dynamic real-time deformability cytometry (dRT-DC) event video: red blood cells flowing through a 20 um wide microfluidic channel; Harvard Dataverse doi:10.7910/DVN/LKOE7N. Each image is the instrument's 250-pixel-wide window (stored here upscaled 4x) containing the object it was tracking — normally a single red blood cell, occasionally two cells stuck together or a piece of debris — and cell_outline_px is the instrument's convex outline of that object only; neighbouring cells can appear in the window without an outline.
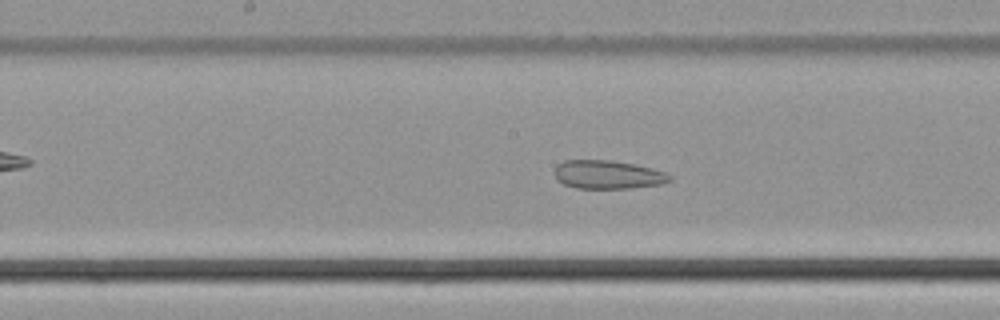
{"species": "common noctule bat (a hibernating species)", "species_latin": "Nyctalus noctula", "temperature_condition": "cold", "stored_images_in_passage": 50, "camera_frame_rate_fps": 3000, "um_per_image_px": 0.085, "animal": {"sex": "male", "body_mass_g": 21.5, "forearm_length_mm": 52.0}, "frame": {"image": 1, "passage_image": 26, "time_ms": 8.333, "image_size_px": [1000, 320], "cell_outline_px": [[672, 180], [664, 184], [632, 188], [576, 188], [564, 184], [556, 180], [556, 168], [564, 160], [612, 160], [636, 164], [652, 168], [664, 172], [672, 176]], "centroid_in_image_um": [51.72, 14.84], "position_along_channel_um": 196.5, "area_um2": 19.19}}
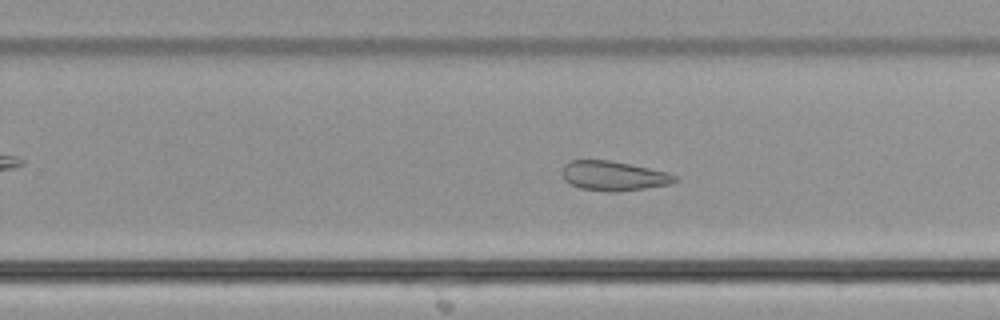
{"frame": {"image": 2, "passage_image": 32, "time_ms": 10.333, "image_size_px": [1000, 320], "cell_outline_px": [[680, 180], [672, 184], [616, 192], [608, 192], [580, 188], [564, 180], [564, 164], [572, 160], [608, 160], [668, 172], [676, 176]], "centroid_in_image_um": [52.2, 14.96], "position_along_channel_um": 277.6, "area_um2": 19.25}}
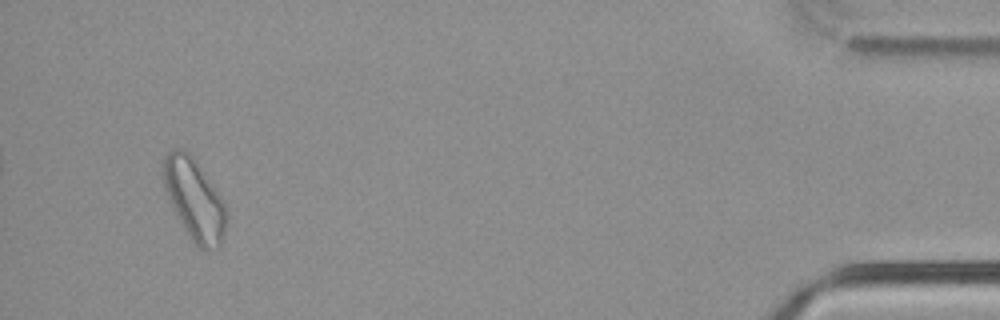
{"frame": {"image": 3, "passage_image": 48, "time_ms": 15.667, "image_size_px": [1000, 320], "cell_outline_px": [[228, 220], [220, 244], [216, 248], [200, 248], [188, 236], [164, 188], [164, 160], [168, 152], [176, 148], [180, 148], [188, 152], [192, 156], [220, 196], [224, 204], [228, 216]], "centroid_in_image_um": [16.54, 16.96], "position_along_channel_um": 418.7, "area_um2": 28.9}}